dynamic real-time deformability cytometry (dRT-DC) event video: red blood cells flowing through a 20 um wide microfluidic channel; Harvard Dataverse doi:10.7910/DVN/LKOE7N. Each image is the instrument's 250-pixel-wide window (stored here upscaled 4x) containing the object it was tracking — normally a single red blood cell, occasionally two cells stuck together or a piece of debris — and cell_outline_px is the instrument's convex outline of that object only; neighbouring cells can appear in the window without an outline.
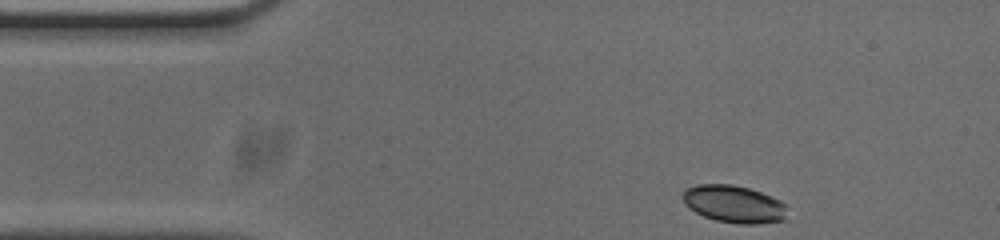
{"species": "common noctule bat (a hibernating species)", "species_latin": "Nyctalus noctula", "temperature_condition": "cold", "stored_images_in_passage": 47, "camera_frame_rate_fps": 3000, "um_per_image_px": 0.085, "animal": {"sex": "male", "body_mass_g": 20.0, "forearm_length_mm": 53.3}, "frame": {"image": 1, "passage_image": 1, "time_ms": 0.0, "image_size_px": [1000, 240], "cell_outline_px": [[784, 220], [756, 224], [740, 224], [716, 220], [704, 216], [696, 212], [684, 204], [680, 196], [684, 188], [696, 184], [732, 184], [748, 188], [760, 192], [780, 200], [784, 204]], "centroid_in_image_um": [62.3, 17.33], "position_along_channel_um": 22.7, "area_um2": 22.72}}
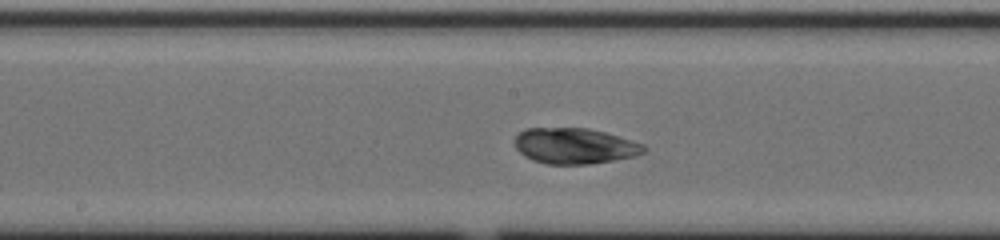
{"frame": {"image": 2, "passage_image": 20, "time_ms": 6.333, "image_size_px": [1000, 240], "cell_outline_px": [[648, 148], [644, 152], [636, 156], [588, 164], [544, 164], [532, 160], [524, 156], [516, 148], [512, 140], [524, 128], [588, 128], [604, 132], [644, 144]], "centroid_in_image_um": [48.81, 12.4], "position_along_channel_um": 199.4, "area_um2": 27.05}}
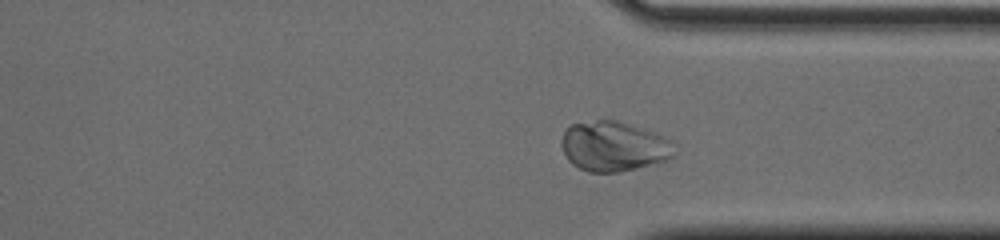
{"frame": {"image": 3, "passage_image": 33, "time_ms": 10.667, "image_size_px": [1000, 240], "cell_outline_px": [[676, 156], [668, 160], [620, 172], [588, 172], [572, 164], [568, 160], [560, 144], [564, 132], [572, 124], [596, 120], [616, 120], [668, 136]], "centroid_in_image_um": [52.19, 12.44], "position_along_channel_um": 359.2, "area_um2": 32.95}}